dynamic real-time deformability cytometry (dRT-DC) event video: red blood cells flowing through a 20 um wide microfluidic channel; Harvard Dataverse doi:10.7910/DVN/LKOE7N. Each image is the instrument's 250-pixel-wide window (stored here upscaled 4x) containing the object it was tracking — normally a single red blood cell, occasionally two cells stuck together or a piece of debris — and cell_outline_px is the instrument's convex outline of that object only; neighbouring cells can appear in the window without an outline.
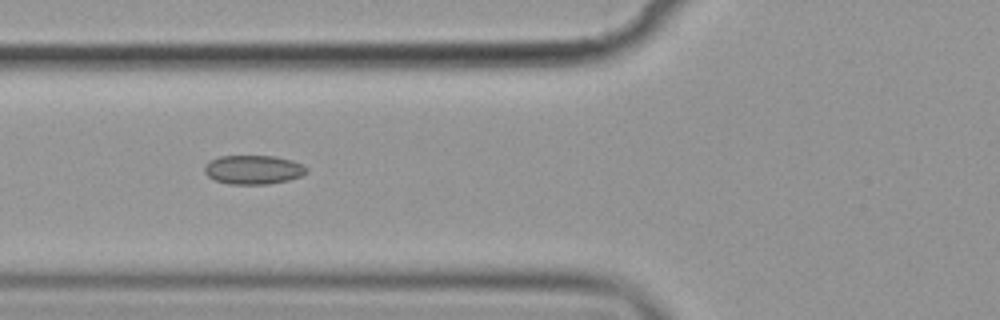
{"species": "common noctule bat (a hibernating species)", "species_latin": "Nyctalus noctula", "temperature_condition": "cold", "stored_images_in_passage": 21, "camera_frame_rate_fps": 3000, "um_per_image_px": 0.085, "animal": {"sex": "female", "body_mass_g": 19.9}, "frame": {"image": 1, "passage_image": 12, "time_ms": 3.667, "image_size_px": [1000, 320], "cell_outline_px": [[308, 172], [300, 176], [288, 180], [268, 184], [228, 184], [216, 180], [208, 176], [204, 172], [204, 168], [212, 160], [220, 156], [272, 156], [292, 160], [308, 168]], "centroid_in_image_um": [21.55, 14.43], "position_along_channel_um": 104.3, "area_um2": 17.05}}
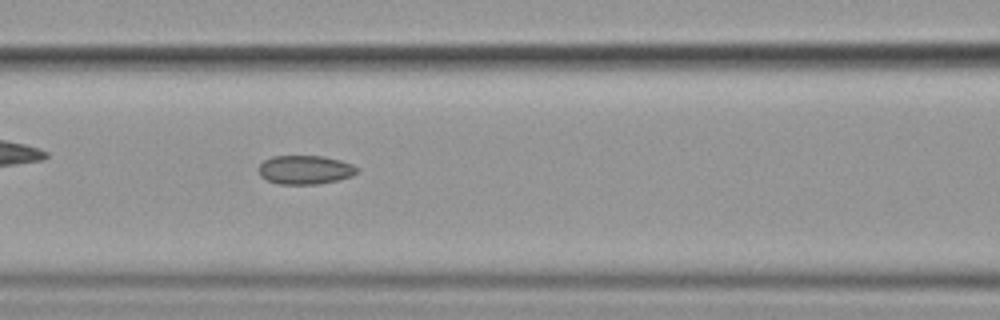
{"frame": {"image": 2, "passage_image": 15, "time_ms": 4.667, "image_size_px": [1000, 320], "cell_outline_px": [[360, 168], [352, 176], [336, 180], [316, 184], [280, 184], [268, 180], [260, 176], [256, 168], [264, 160], [272, 156], [324, 156], [340, 160], [352, 164]], "centroid_in_image_um": [25.91, 14.42], "position_along_channel_um": 140.7, "area_um2": 16.59}}
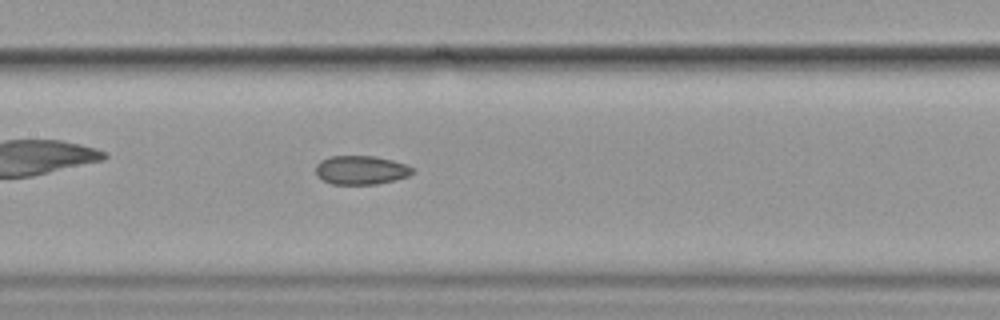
{"frame": {"image": 3, "passage_image": 18, "time_ms": 5.667, "image_size_px": [1000, 320], "cell_outline_px": [[416, 172], [408, 176], [376, 184], [332, 184], [316, 176], [316, 164], [320, 160], [332, 156], [376, 156], [392, 160], [404, 164], [412, 168]], "centroid_in_image_um": [30.66, 14.45], "position_along_channel_um": 176.7, "area_um2": 16.18}}